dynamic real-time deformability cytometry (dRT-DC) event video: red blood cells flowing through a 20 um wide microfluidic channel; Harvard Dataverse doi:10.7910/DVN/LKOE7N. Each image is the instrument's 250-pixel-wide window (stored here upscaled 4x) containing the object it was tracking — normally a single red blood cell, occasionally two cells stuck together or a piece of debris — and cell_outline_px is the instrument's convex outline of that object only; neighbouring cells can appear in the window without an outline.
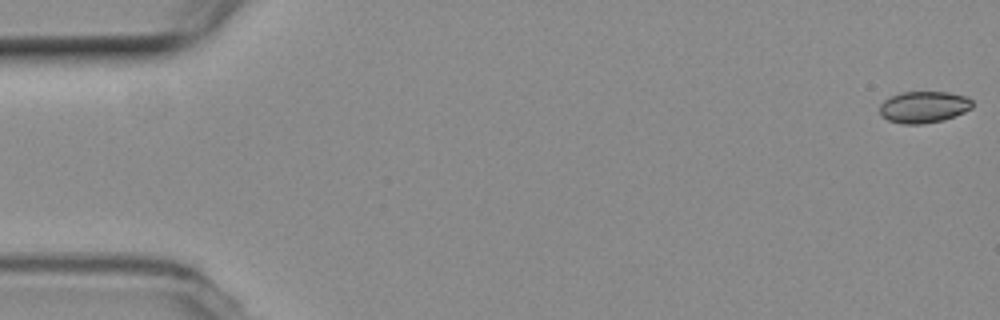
{"species": "common noctule bat (a hibernating species)", "species_latin": "Nyctalus noctula", "temperature_condition": "room temperature", "stored_images_in_passage": 55, "camera_frame_rate_fps": 3000, "um_per_image_px": 0.085, "animal": {"sex": "female", "body_mass_g": 19.3, "forearm_length_mm": 54.1}, "frame": {"image": 1, "passage_image": 1, "time_ms": 0.0, "image_size_px": [1000, 320], "cell_outline_px": [[972, 108], [964, 112], [944, 120], [924, 124], [904, 124], [888, 120], [880, 112], [880, 104], [884, 100], [900, 92], [948, 92], [968, 96], [972, 100]], "centroid_in_image_um": [78.55, 9.09], "position_along_channel_um": 6.5, "area_um2": 17.11}}
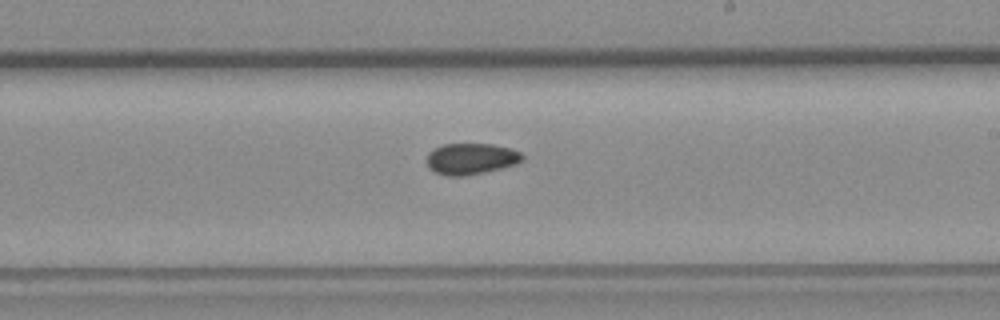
{"frame": {"image": 2, "passage_image": 32, "time_ms": 10.333, "image_size_px": [1000, 320], "cell_outline_px": [[524, 160], [516, 164], [484, 172], [464, 176], [448, 176], [436, 172], [428, 168], [428, 152], [432, 148], [444, 144], [492, 144], [508, 148], [520, 152], [524, 156]], "centroid_in_image_um": [40.03, 13.49], "position_along_channel_um": 249.0, "area_um2": 17.34}}
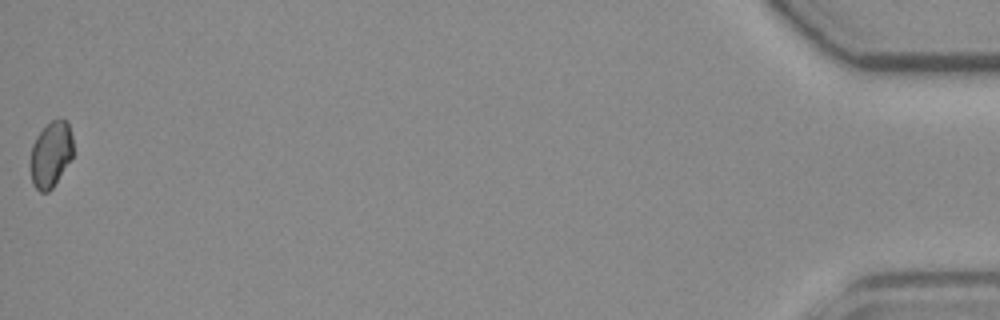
{"frame": {"image": 3, "passage_image": 55, "time_ms": 18.0, "image_size_px": [1000, 320], "cell_outline_px": [[72, 156], [52, 188], [48, 192], [40, 192], [32, 184], [28, 164], [32, 144], [36, 136], [52, 120], [60, 116], [68, 124], [72, 136]], "centroid_in_image_um": [4.27, 13.12], "position_along_channel_um": 430.9, "area_um2": 16.53}, "authors_computed_cell_mechanics": {"area_um2": 17.2244, "velocity_mm_per_s": 3.7544, "shape_relaxation_time_tau1_ms": null, "shape_relaxation_time_tau2_ms": 7.5556, "deformation_change_tau1": null, "deformation_change_tau2": 0.0865}}